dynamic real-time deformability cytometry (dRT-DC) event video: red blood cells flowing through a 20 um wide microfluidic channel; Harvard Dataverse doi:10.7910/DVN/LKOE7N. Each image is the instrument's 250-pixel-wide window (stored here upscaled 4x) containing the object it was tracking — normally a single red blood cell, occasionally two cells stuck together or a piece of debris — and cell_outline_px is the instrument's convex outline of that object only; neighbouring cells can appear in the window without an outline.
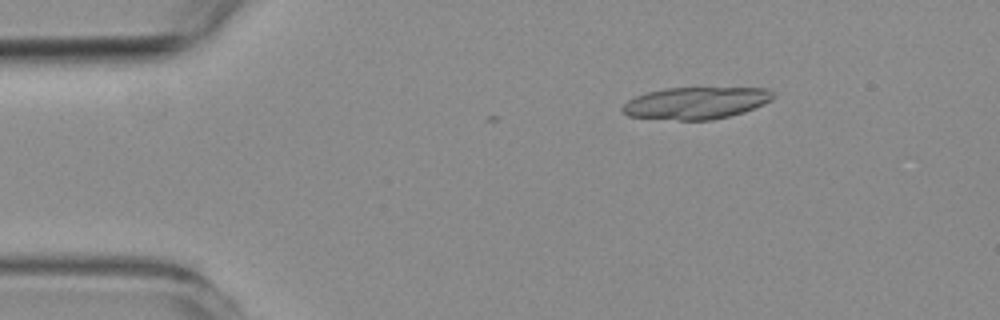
{"species": "common noctule bat (a hibernating species)", "species_latin": "Nyctalus noctula", "temperature_condition": "room temperature", "stored_images_in_passage": 2, "camera_frame_rate_fps": 3000, "um_per_image_px": 0.085, "animal": {"sex": "female", "body_mass_g": 19.3, "forearm_length_mm": 54.1}, "frame": {"image": 1, "passage_image": 2, "time_ms": 0.333, "image_size_px": [1000, 320], "cell_outline_px": [[776, 96], [772, 100], [764, 104], [744, 112], [712, 120], [680, 120], [628, 116], [620, 112], [620, 108], [628, 100], [636, 96], [648, 92], [664, 88], [768, 88]], "centroid_in_image_um": [59.15, 8.75], "position_along_channel_um": 25.8, "area_um2": 28.15}}